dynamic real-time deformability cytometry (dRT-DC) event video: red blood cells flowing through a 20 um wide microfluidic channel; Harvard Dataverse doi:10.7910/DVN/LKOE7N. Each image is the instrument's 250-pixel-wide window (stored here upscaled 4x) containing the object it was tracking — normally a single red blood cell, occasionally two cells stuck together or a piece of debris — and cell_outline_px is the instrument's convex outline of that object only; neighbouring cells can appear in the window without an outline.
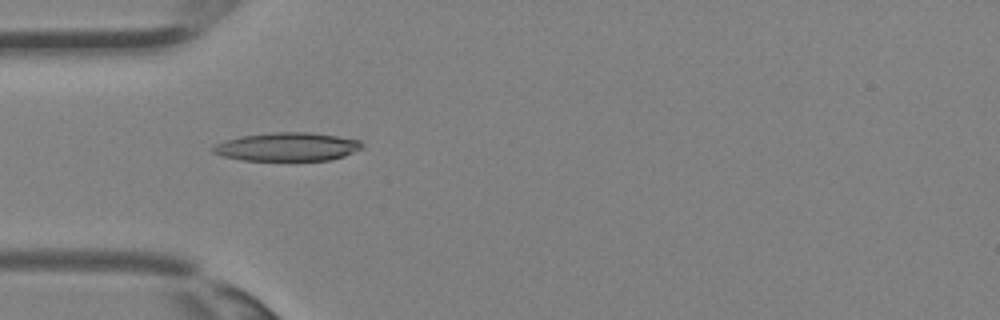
{"species": "Egyptian fruit bat (a non-hibernating species)", "species_latin": "Rousettus aegyptiacus", "temperature_condition": "room temperature", "stored_images_in_passage": 35, "camera_frame_rate_fps": 3000, "um_per_image_px": 0.085, "animal": {"sex": "female"}, "frame": {"image": 1, "passage_image": 10, "time_ms": 3.0, "image_size_px": [1000, 320], "cell_outline_px": [[364, 148], [344, 156], [328, 160], [244, 160], [220, 156], [212, 152], [212, 148], [216, 144], [240, 136], [276, 132], [312, 132], [360, 140], [364, 144]], "centroid_in_image_um": [24.45, 12.47], "position_along_channel_um": 60.5, "area_um2": 24.68}}
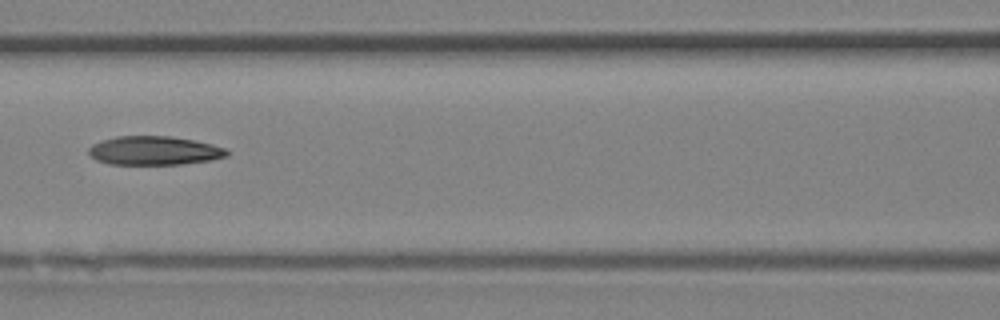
{"frame": {"image": 2, "passage_image": 15, "time_ms": 4.667, "image_size_px": [1000, 320], "cell_outline_px": [[228, 156], [212, 160], [180, 164], [108, 164], [96, 160], [88, 152], [88, 148], [92, 144], [100, 140], [116, 136], [172, 136], [212, 144], [224, 148], [228, 152]], "centroid_in_image_um": [13.08, 12.8], "position_along_channel_um": 153.5, "area_um2": 23.24}}
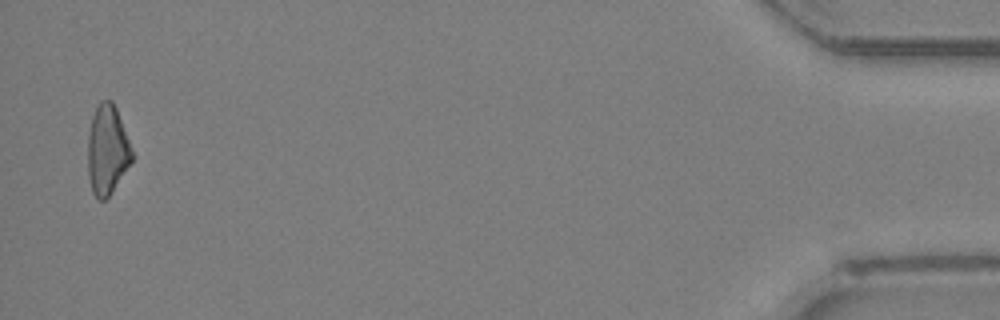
{"frame": {"image": 3, "passage_image": 34, "time_ms": 11.0, "image_size_px": [1000, 320], "cell_outline_px": [[132, 160], [108, 196], [104, 200], [100, 200], [92, 192], [88, 176], [88, 136], [92, 116], [96, 104], [100, 100], [112, 100], [116, 108], [128, 140], [132, 152]], "centroid_in_image_um": [9.08, 12.7], "position_along_channel_um": 426.1, "area_um2": 22.6}}